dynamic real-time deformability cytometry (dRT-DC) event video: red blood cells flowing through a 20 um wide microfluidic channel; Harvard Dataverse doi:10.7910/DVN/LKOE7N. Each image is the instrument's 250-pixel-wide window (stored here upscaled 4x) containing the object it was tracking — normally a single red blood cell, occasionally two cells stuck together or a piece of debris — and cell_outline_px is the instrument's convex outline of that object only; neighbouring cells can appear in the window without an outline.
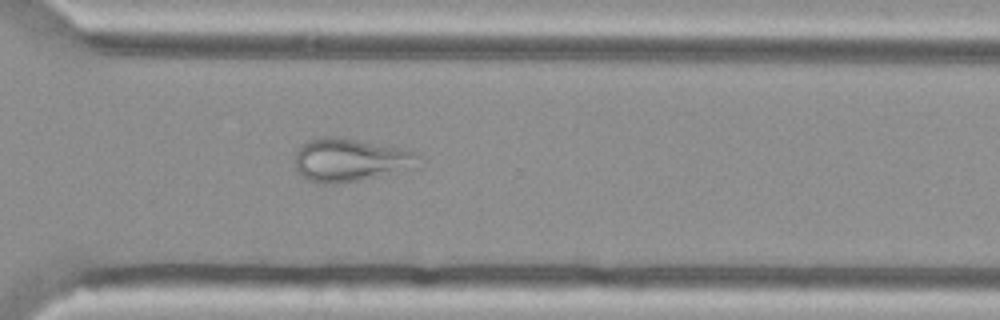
{"species": "Egyptian fruit bat (a non-hibernating species)", "species_latin": "Rousettus aegyptiacus", "temperature_condition": "cold", "stored_images_in_passage": 55, "camera_frame_rate_fps": 3000, "um_per_image_px": 0.085, "animal": {"sex": "female"}, "frame": {"image": 1, "passage_image": 40, "time_ms": 13.0, "image_size_px": [1000, 320], "cell_outline_px": [[420, 168], [404, 172], [360, 180], [336, 184], [320, 184], [308, 180], [300, 176], [296, 168], [296, 152], [300, 144], [308, 140], [324, 136], [336, 136], [400, 148], [416, 152]], "centroid_in_image_um": [29.79, 13.62], "position_along_channel_um": 340.8, "area_um2": 31.62}}
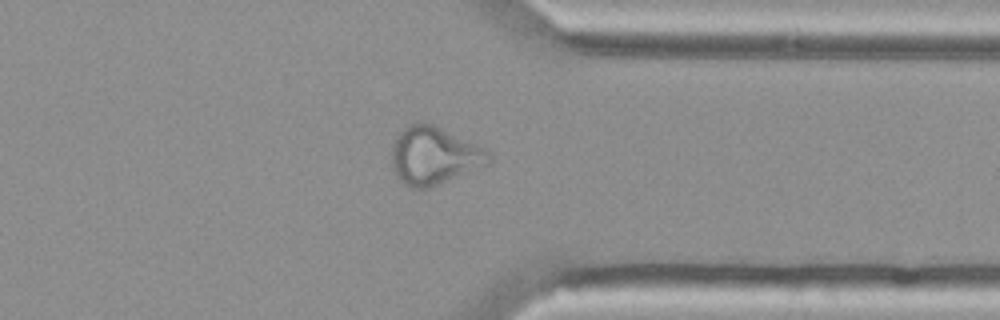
{"frame": {"image": 2, "passage_image": 43, "time_ms": 14.0, "image_size_px": [1000, 320], "cell_outline_px": [[492, 160], [488, 164], [428, 188], [412, 188], [404, 184], [396, 176], [392, 168], [392, 144], [396, 136], [408, 124], [420, 120], [424, 120], [476, 144], [484, 148], [492, 156]], "centroid_in_image_um": [36.86, 13.21], "position_along_channel_um": 374.5, "area_um2": 32.66}}
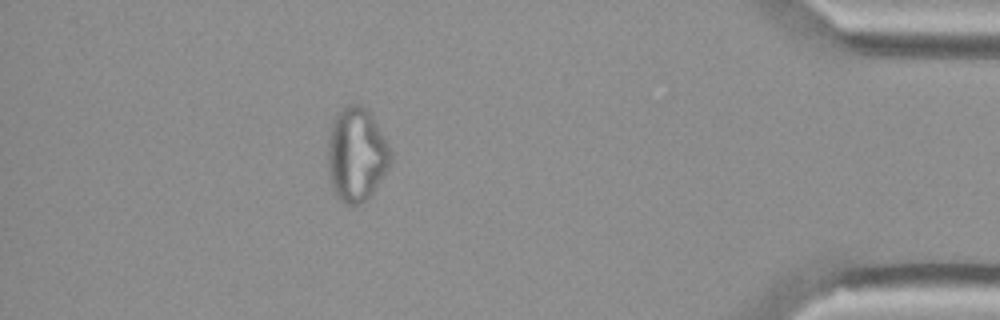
{"frame": {"image": 3, "passage_image": 49, "time_ms": 16.0, "image_size_px": [1000, 320], "cell_outline_px": [[392, 160], [388, 168], [368, 200], [360, 204], [344, 204], [336, 196], [332, 188], [328, 176], [328, 136], [332, 120], [336, 112], [348, 104], [360, 104], [368, 108], [388, 144], [392, 156]], "centroid_in_image_um": [30.28, 13.13], "position_along_channel_um": 404.9, "area_um2": 34.85}}